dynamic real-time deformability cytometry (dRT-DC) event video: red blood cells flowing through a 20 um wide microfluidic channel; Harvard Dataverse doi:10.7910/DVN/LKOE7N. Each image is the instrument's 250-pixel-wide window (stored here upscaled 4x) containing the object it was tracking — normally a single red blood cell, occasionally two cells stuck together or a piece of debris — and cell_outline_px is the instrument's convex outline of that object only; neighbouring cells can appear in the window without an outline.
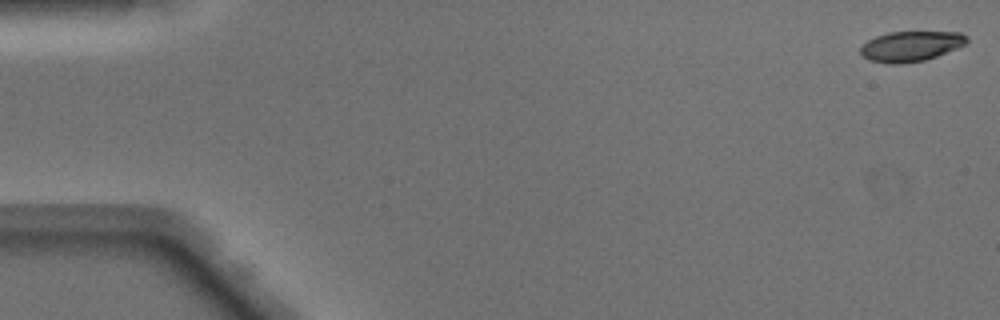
{"species": "Egyptian fruit bat (a non-hibernating species)", "species_latin": "Rousettus aegyptiacus", "temperature_condition": "warm", "stored_images_in_passage": 49, "camera_frame_rate_fps": 3000, "um_per_image_px": 0.085, "animal": {"sex": "male"}, "frame": {"image": 1, "passage_image": 1, "time_ms": 0.0, "image_size_px": [1000, 320], "cell_outline_px": [[968, 40], [964, 44], [956, 48], [936, 56], [924, 60], [900, 64], [888, 64], [868, 60], [860, 52], [860, 48], [868, 40], [876, 36], [888, 32], [960, 32], [968, 36]], "centroid_in_image_um": [77.4, 3.93], "position_along_channel_um": 7.6, "area_um2": 18.61}}
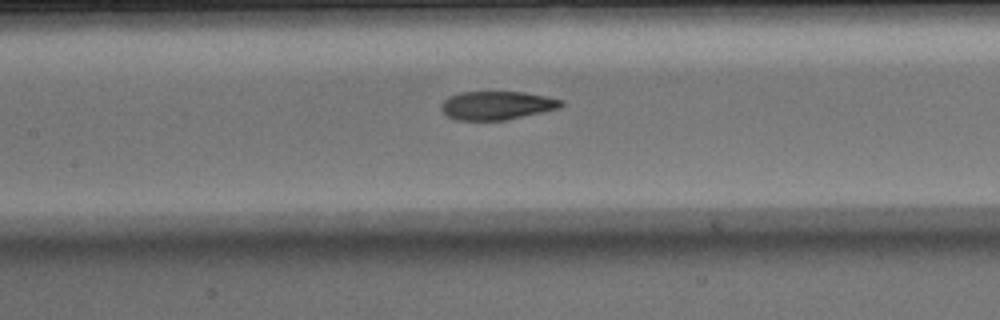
{"frame": {"image": 2, "passage_image": 23, "time_ms": 7.333, "image_size_px": [1000, 320], "cell_outline_px": [[564, 104], [560, 108], [504, 120], [456, 120], [448, 116], [440, 108], [440, 104], [448, 96], [460, 92], [524, 92], [564, 100]], "centroid_in_image_um": [42.21, 8.95], "position_along_channel_um": 165.2, "area_um2": 19.88}}
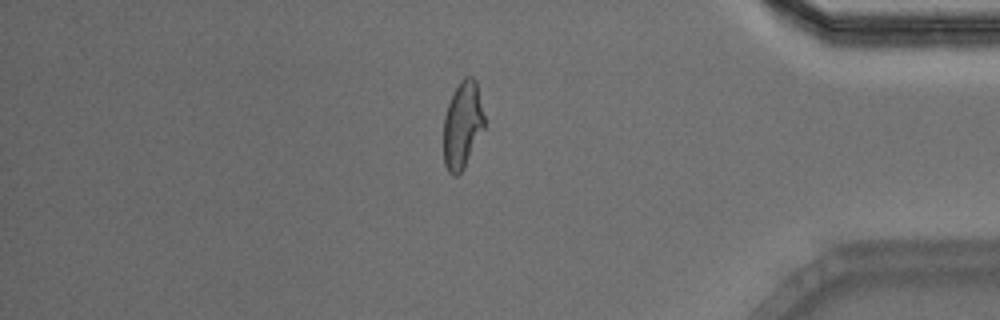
{"frame": {"image": 3, "passage_image": 42, "time_ms": 13.667, "image_size_px": [1000, 320], "cell_outline_px": [[484, 128], [464, 168], [456, 176], [452, 176], [448, 172], [444, 164], [444, 116], [448, 104], [460, 80], [464, 76], [472, 76], [476, 80], [484, 116]], "centroid_in_image_um": [39.3, 10.63], "position_along_channel_um": 395.9, "area_um2": 20.58}, "authors_computed_cell_mechanics": {"area_um2": 20.9236, "velocity_mm_per_s": 4.0986, "shape_relaxation_time_tau1_ms": 6.1812, "shape_relaxation_time_tau2_ms": 1.7318, "deformation_change_tau1": 0.2163, "deformation_change_tau2": 0.0791}}